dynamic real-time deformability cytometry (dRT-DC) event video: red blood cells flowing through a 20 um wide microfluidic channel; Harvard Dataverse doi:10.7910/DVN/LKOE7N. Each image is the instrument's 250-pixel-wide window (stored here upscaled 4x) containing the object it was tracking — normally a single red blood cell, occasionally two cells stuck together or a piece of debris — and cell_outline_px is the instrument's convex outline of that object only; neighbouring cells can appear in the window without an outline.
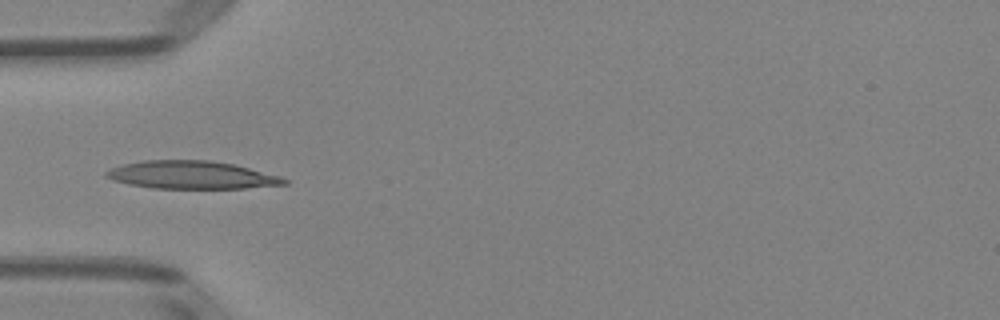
{"species": "Egyptian fruit bat (a non-hibernating species)", "species_latin": "Rousettus aegyptiacus", "temperature_condition": "room temperature", "stored_images_in_passage": 5, "camera_frame_rate_fps": 3000, "um_per_image_px": 0.085, "animal": {"sex": "female"}, "frame": {"image": 1, "passage_image": 5, "time_ms": 4.667, "image_size_px": [1000, 320], "cell_outline_px": [[288, 184], [244, 188], [152, 188], [128, 184], [112, 180], [104, 176], [104, 172], [120, 164], [144, 160], [208, 160], [232, 164], [280, 176], [288, 180]], "centroid_in_image_um": [16.22, 14.87], "position_along_channel_um": 68.8, "area_um2": 28.84}}